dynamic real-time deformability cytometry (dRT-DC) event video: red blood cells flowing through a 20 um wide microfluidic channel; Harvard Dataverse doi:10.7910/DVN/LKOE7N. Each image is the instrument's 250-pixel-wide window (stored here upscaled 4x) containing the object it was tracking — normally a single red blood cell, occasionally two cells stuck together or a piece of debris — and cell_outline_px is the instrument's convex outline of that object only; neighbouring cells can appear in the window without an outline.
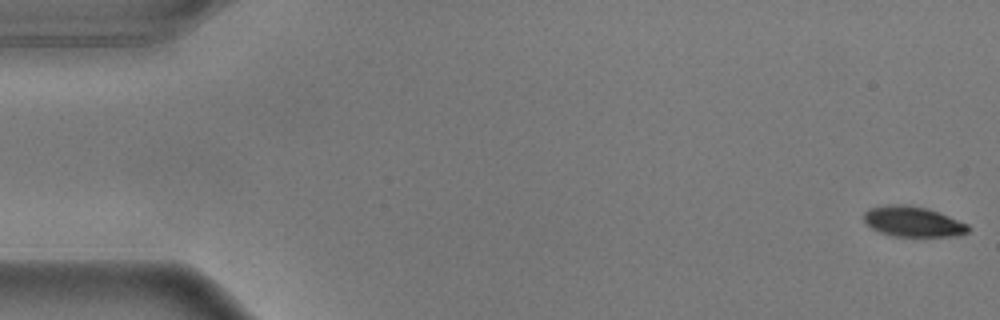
{"species": "common noctule bat (a hibernating species)", "species_latin": "Nyctalus noctula", "temperature_condition": "warm", "stored_images_in_passage": 17, "camera_frame_rate_fps": 3000, "um_per_image_px": 0.085, "animal": {"sex": "male", "body_mass_g": 17.9}, "frame": {"image": 1, "passage_image": 1, "time_ms": 0.0, "image_size_px": [1000, 320], "cell_outline_px": [[968, 232], [952, 236], [892, 236], [880, 232], [872, 228], [864, 220], [864, 212], [868, 208], [888, 204], [908, 204], [928, 208], [968, 224]], "centroid_in_image_um": [77.56, 18.82], "position_along_channel_um": 7.4, "area_um2": 18.38}}
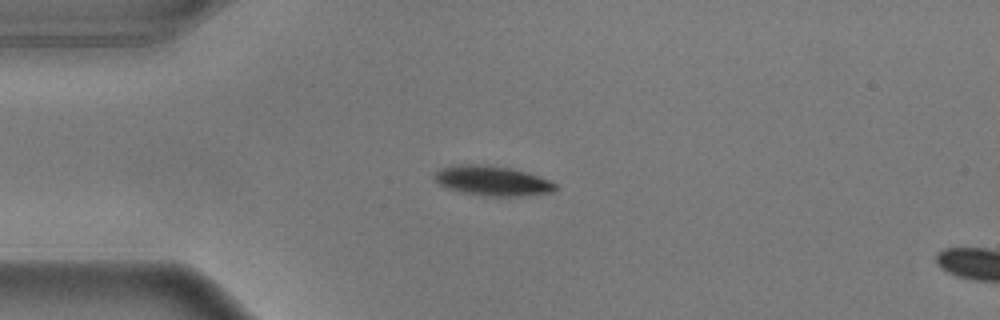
{"frame": {"image": 2, "passage_image": 14, "time_ms": 4.333, "image_size_px": [1000, 320], "cell_outline_px": [[556, 188], [552, 192], [524, 196], [488, 196], [460, 192], [448, 188], [440, 184], [432, 176], [440, 168], [460, 164], [476, 164], [512, 168], [540, 176], [556, 184]], "centroid_in_image_um": [41.85, 15.37], "position_along_channel_um": 43.2, "area_um2": 20.92}}